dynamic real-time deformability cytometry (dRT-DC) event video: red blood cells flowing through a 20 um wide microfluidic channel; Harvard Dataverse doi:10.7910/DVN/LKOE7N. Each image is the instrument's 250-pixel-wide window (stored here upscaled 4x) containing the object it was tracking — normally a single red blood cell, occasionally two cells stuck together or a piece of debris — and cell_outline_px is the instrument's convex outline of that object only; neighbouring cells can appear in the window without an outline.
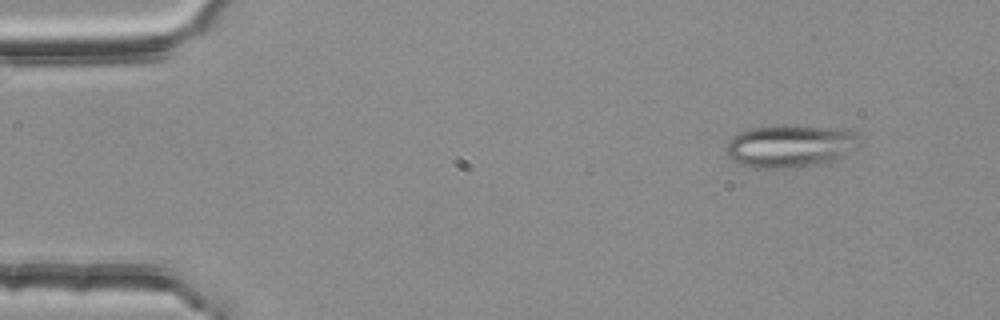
{"species": "common noctule bat (a hibernating species)", "species_latin": "Nyctalus noctula", "temperature_condition": "room temperature", "stored_images_in_passage": 3, "camera_frame_rate_fps": 3000, "um_per_image_px": 0.085, "animal": {"sex": "female", "body_mass_g": 25.1}, "frame": {"image": 1, "passage_image": 1, "time_ms": 0.0, "image_size_px": [1000, 320], "cell_outline_px": [[856, 136], [836, 156], [828, 160], [796, 168], [756, 168], [740, 164], [732, 160], [728, 156], [724, 148], [728, 140], [732, 136], [740, 132], [752, 128], [844, 128], [856, 132]], "centroid_in_image_um": [66.89, 12.45], "position_along_channel_um": 18.1, "area_um2": 30.69}}